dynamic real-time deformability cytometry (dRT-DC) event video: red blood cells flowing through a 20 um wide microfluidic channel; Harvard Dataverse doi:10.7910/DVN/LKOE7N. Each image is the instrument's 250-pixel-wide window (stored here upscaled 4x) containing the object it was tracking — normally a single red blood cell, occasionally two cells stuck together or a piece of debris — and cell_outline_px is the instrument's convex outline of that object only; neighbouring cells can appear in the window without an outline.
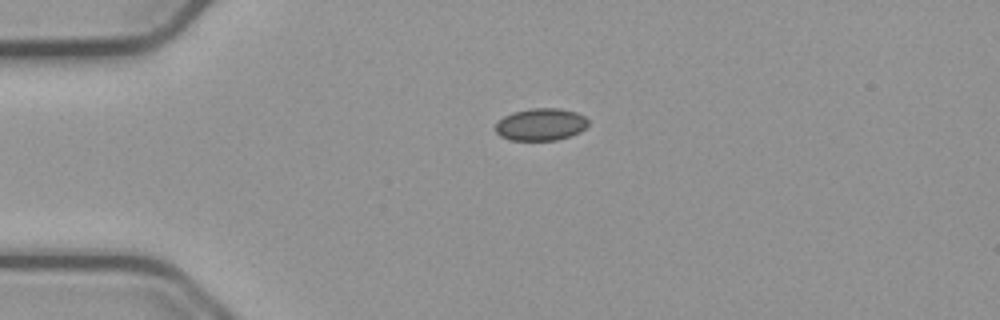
{"species": "common noctule bat (a hibernating species)", "species_latin": "Nyctalus noctula", "temperature_condition": "cold", "stored_images_in_passage": 43, "camera_frame_rate_fps": 3000, "um_per_image_px": 0.085, "animal": {"sex": "male", "body_mass_g": 23.1, "forearm_length_mm": 52.7}, "frame": {"image": 1, "passage_image": 1, "time_ms": 0.0, "image_size_px": [1000, 320], "cell_outline_px": [[588, 124], [580, 132], [556, 140], [512, 140], [500, 136], [496, 132], [496, 124], [504, 116], [512, 112], [532, 108], [560, 108], [576, 112], [584, 116], [588, 120]], "centroid_in_image_um": [45.97, 10.57], "position_along_channel_um": 39.0, "area_um2": 17.34}}
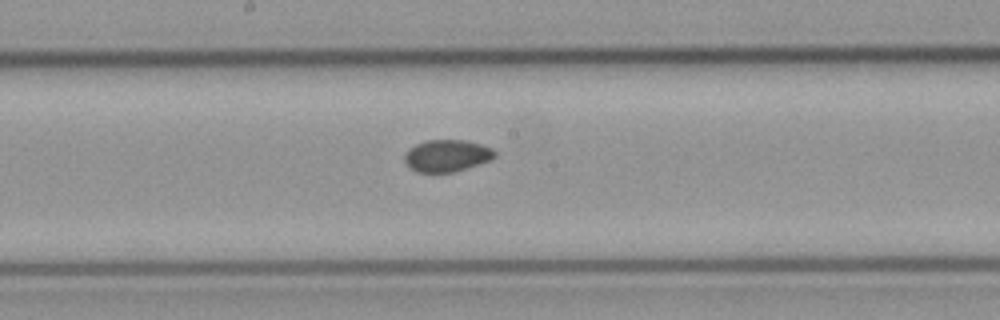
{"frame": {"image": 2, "passage_image": 17, "time_ms": 5.333, "image_size_px": [1000, 320], "cell_outline_px": [[496, 156], [488, 160], [456, 172], [416, 172], [408, 168], [404, 160], [404, 152], [408, 148], [416, 144], [428, 140], [468, 140], [492, 148], [496, 152]], "centroid_in_image_um": [37.94, 13.23], "position_along_channel_um": 210.3, "area_um2": 16.94}}
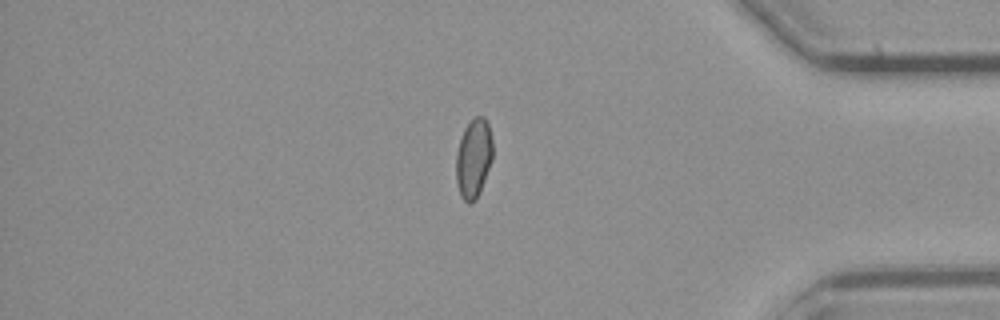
{"frame": {"image": 3, "passage_image": 34, "time_ms": 11.0, "image_size_px": [1000, 320], "cell_outline_px": [[492, 160], [480, 192], [476, 200], [472, 204], [468, 204], [460, 196], [456, 180], [456, 152], [464, 128], [472, 116], [484, 116], [488, 124], [492, 140]], "centroid_in_image_um": [40.25, 13.46], "position_along_channel_um": 395.0, "area_um2": 17.17}, "authors_computed_cell_mechanics": {"area_um2": 16.9932, "velocity_mm_per_s": 3.7766, "shape_relaxation_time_tau1_ms": null, "shape_relaxation_time_tau2_ms": 4.6213, "deformation_change_tau1": null, "deformation_change_tau2": 0.0481}}